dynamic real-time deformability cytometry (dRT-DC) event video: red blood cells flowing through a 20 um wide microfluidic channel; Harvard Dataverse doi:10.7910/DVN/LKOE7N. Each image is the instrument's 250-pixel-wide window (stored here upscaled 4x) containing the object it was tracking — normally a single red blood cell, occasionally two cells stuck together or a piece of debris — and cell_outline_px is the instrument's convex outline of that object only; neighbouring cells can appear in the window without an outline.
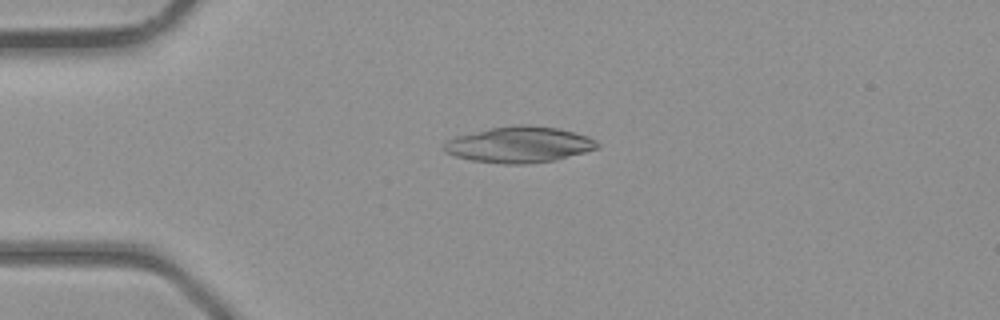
{"species": "common noctule bat (a hibernating species)", "species_latin": "Nyctalus noctula", "temperature_condition": "room temperature", "stored_images_in_passage": 3, "camera_frame_rate_fps": 3000, "um_per_image_px": 0.085, "animal": {"sex": "male", "body_mass_g": 23.1, "forearm_length_mm": 52.7}, "frame": {"image": 1, "passage_image": 1, "time_ms": 0.0, "image_size_px": [1000, 320], "cell_outline_px": [[600, 148], [556, 160], [524, 164], [504, 164], [472, 160], [456, 156], [444, 152], [440, 148], [448, 140], [456, 136], [492, 128], [520, 124], [528, 124], [556, 128], [588, 136], [596, 140], [600, 144]], "centroid_in_image_um": [44.15, 12.3], "position_along_channel_um": 40.8, "area_um2": 32.14}}